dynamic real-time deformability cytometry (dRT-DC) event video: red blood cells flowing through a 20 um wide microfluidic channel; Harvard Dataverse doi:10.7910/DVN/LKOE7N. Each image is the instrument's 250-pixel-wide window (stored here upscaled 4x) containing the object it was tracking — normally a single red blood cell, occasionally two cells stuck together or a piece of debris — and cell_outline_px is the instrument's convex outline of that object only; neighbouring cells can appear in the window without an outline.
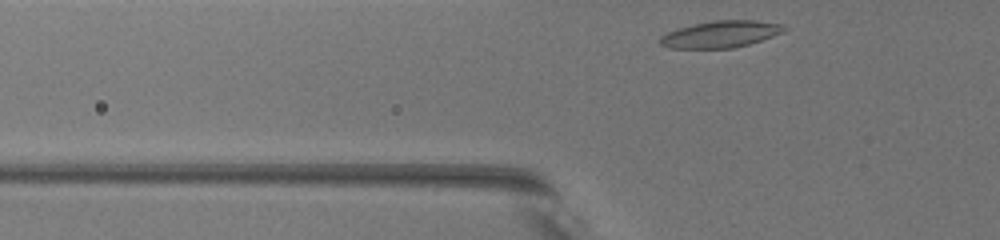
{"species": "common noctule bat (a hibernating species)", "species_latin": "Nyctalus noctula", "temperature_condition": "warm", "stored_images_in_passage": 33, "camera_frame_rate_fps": 3000, "um_per_image_px": 0.085, "animal": {"sex": "female", "body_mass_g": 19.5, "forearm_length_mm": 54.1}, "frame": {"image": 1, "passage_image": 2, "time_ms": 0.333, "image_size_px": [1000, 240], "cell_outline_px": [[788, 28], [784, 32], [748, 44], [732, 48], [668, 48], [660, 44], [656, 40], [660, 36], [676, 28], [692, 24], [716, 20], [756, 20], [784, 24]], "centroid_in_image_um": [61.23, 2.9], "position_along_channel_um": 64.6, "area_um2": 19.54}}
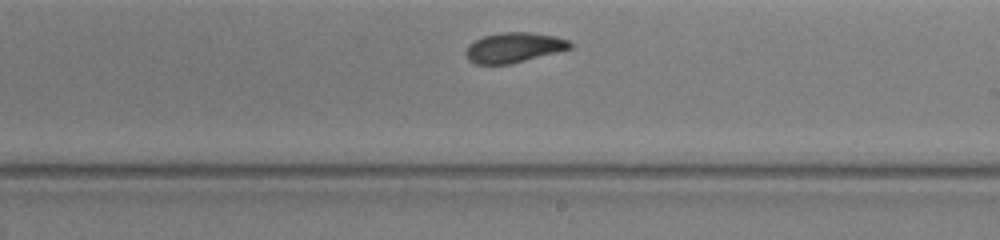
{"frame": {"image": 2, "passage_image": 20, "time_ms": 6.333, "image_size_px": [1000, 240], "cell_outline_px": [[572, 48], [512, 64], [476, 64], [468, 60], [464, 52], [468, 44], [484, 36], [504, 32], [528, 32], [556, 36], [568, 40], [572, 44]], "centroid_in_image_um": [43.67, 4.05], "position_along_channel_um": 245.3, "area_um2": 18.26}}
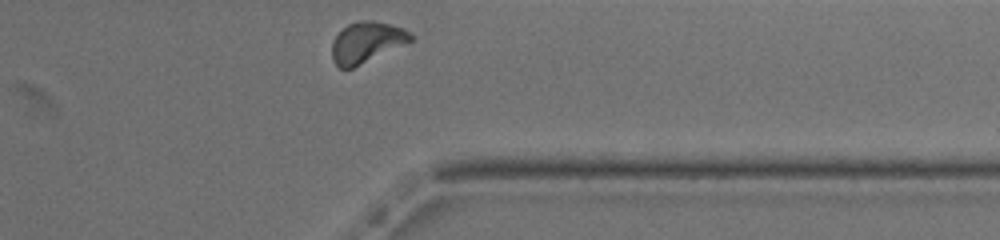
{"frame": {"image": 3, "passage_image": 33, "time_ms": 10.667, "image_size_px": [1000, 240], "cell_outline_px": [[412, 40], [404, 44], [352, 68], [340, 68], [332, 60], [332, 40], [348, 24], [364, 20], [372, 20], [404, 28], [412, 36]], "centroid_in_image_um": [31.13, 3.59], "position_along_channel_um": 380.3, "area_um2": 18.26}, "authors_computed_cell_mechanics": {"area_um2": 18.4382, "velocity_mm_per_s": 3.1441, "shape_relaxation_time_tau1_ms": 7.8105, "shape_relaxation_time_tau2_ms": 7.9977, "deformation_change_tau1": 0.1661, "deformation_change_tau2": 0.1406}}